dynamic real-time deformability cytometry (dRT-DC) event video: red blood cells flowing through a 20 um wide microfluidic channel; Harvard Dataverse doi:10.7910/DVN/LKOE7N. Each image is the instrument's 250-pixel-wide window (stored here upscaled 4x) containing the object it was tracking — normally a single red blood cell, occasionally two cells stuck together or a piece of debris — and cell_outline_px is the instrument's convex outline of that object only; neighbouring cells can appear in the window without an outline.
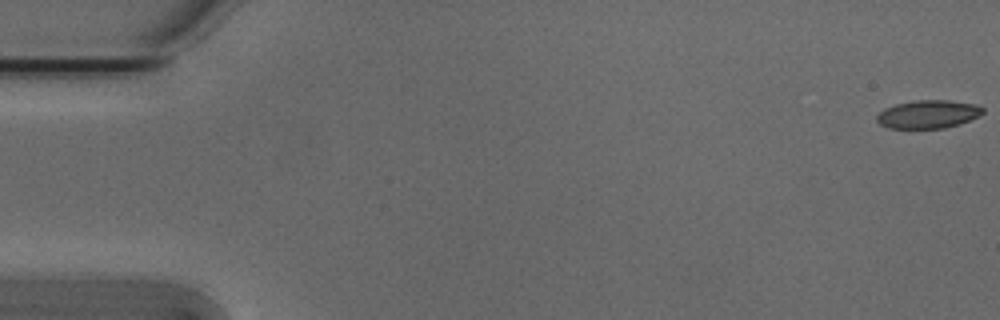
{"species": "Egyptian fruit bat (a non-hibernating species)", "species_latin": "Rousettus aegyptiacus", "temperature_condition": "cold", "stored_images_in_passage": 50, "camera_frame_rate_fps": 3000, "um_per_image_px": 0.085, "animal": {"sex": "male"}, "frame": {"image": 1, "passage_image": 1, "time_ms": 0.0, "image_size_px": [1000, 320], "cell_outline_px": [[984, 112], [980, 116], [960, 124], [944, 128], [888, 128], [880, 124], [876, 120], [876, 116], [884, 108], [896, 104], [916, 100], [948, 100], [976, 104], [984, 108]], "centroid_in_image_um": [78.91, 9.71], "position_along_channel_um": 6.1, "area_um2": 17.51}}
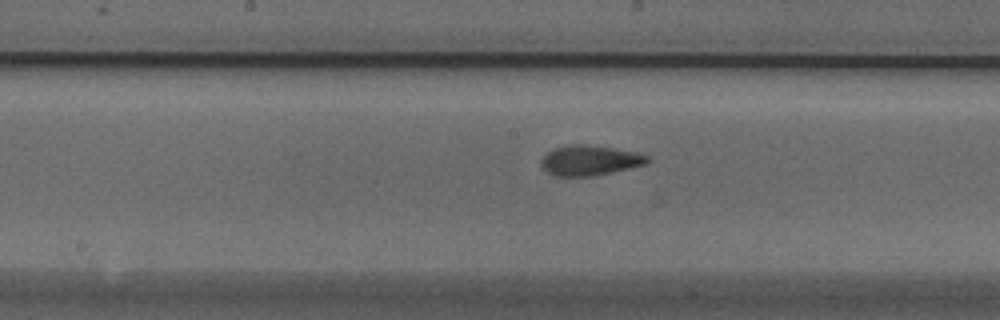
{"frame": {"image": 2, "passage_image": 28, "time_ms": 9.0, "image_size_px": [1000, 320], "cell_outline_px": [[652, 160], [648, 164], [592, 176], [556, 176], [548, 172], [540, 164], [540, 160], [548, 152], [556, 148], [568, 144], [584, 144], [640, 152], [648, 156]], "centroid_in_image_um": [50.18, 13.62], "position_along_channel_um": 198.0, "area_um2": 18.67}}
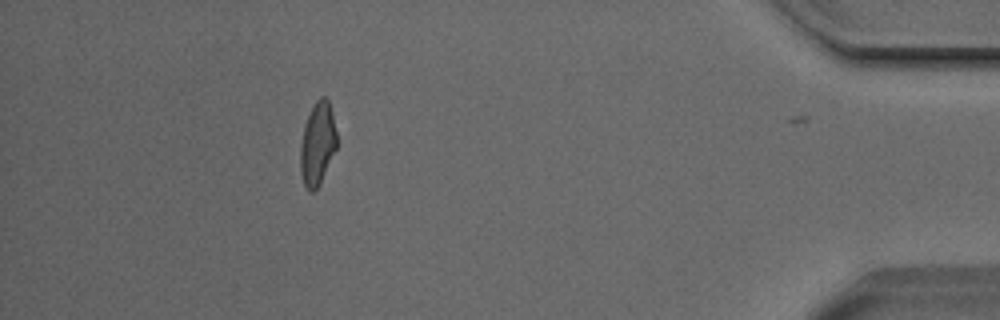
{"frame": {"image": 3, "passage_image": 49, "time_ms": 16.0, "image_size_px": [1000, 320], "cell_outline_px": [[336, 148], [320, 184], [312, 192], [308, 192], [304, 184], [300, 172], [300, 144], [304, 124], [316, 100], [320, 96], [324, 96], [328, 100], [332, 112], [336, 132]], "centroid_in_image_um": [26.97, 12.23], "position_along_channel_um": 408.2, "area_um2": 17.57}, "authors_computed_cell_mechanics": {"area_um2": 18.2937, "velocity_mm_per_s": 3.8217, "shape_relaxation_time_tau1_ms": 5.9951, "shape_relaxation_time_tau2_ms": 1.593, "deformation_change_tau1": 0.1832, "deformation_change_tau2": 0.0731}}